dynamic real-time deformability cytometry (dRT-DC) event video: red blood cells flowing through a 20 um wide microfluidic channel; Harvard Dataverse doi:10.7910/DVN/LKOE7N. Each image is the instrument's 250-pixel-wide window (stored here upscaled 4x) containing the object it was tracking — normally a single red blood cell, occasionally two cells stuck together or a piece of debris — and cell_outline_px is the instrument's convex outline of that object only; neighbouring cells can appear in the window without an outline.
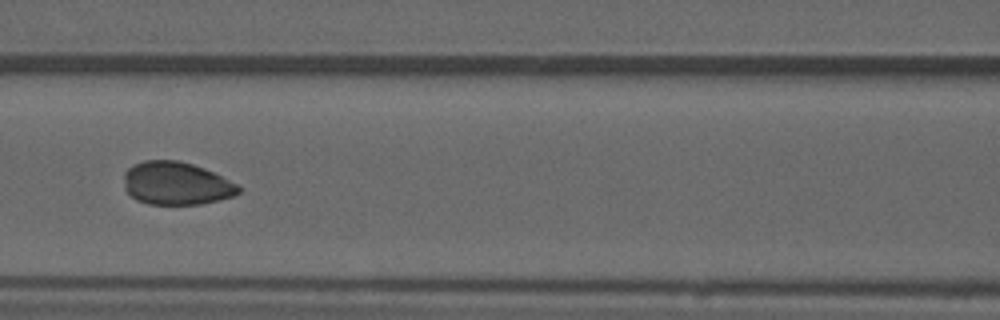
{"species": "common noctule bat (a hibernating species)", "species_latin": "Nyctalus noctula", "temperature_condition": "warm", "stored_images_in_passage": 37, "camera_frame_rate_fps": 3000, "um_per_image_px": 0.085, "animal": {"sex": "male", "forearm_length_mm": 52.5}, "frame": {"image": 1, "passage_image": 22, "time_ms": 7.0, "image_size_px": [1000, 320], "cell_outline_px": [[240, 192], [232, 196], [200, 204], [148, 204], [136, 200], [124, 188], [124, 172], [132, 164], [144, 160], [180, 160], [204, 168], [240, 184]], "centroid_in_image_um": [14.97, 15.57], "position_along_channel_um": 151.6, "area_um2": 28.84}}